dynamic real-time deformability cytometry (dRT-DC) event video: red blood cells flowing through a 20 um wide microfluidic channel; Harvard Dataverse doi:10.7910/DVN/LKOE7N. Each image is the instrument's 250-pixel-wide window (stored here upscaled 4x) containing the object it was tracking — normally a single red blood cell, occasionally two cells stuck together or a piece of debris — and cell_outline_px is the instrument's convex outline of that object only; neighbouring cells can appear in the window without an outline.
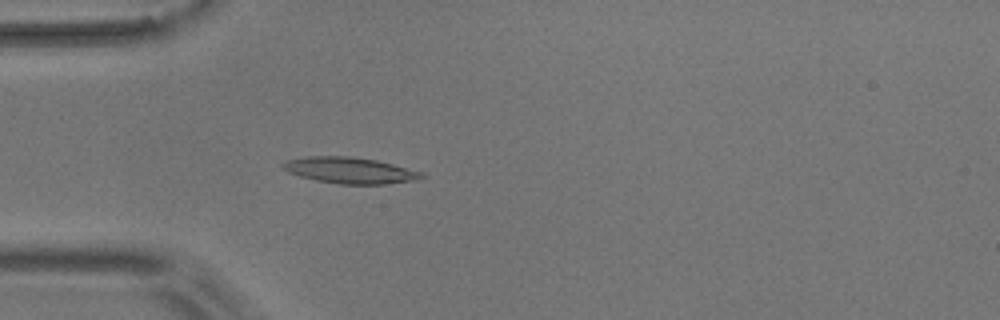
{"species": "common noctule bat (a hibernating species)", "species_latin": "Nyctalus noctula", "temperature_condition": "room temperature", "stored_images_in_passage": 4, "camera_frame_rate_fps": 3000, "um_per_image_px": 0.085, "animal": {"sex": "male", "body_mass_g": 17.9}, "frame": {"image": 1, "passage_image": 4, "time_ms": 3.667, "image_size_px": [1000, 320], "cell_outline_px": [[428, 176], [412, 180], [384, 184], [340, 184], [316, 180], [300, 176], [288, 172], [280, 164], [284, 160], [308, 156], [348, 156], [376, 160], [424, 172]], "centroid_in_image_um": [29.73, 14.47], "position_along_channel_um": 55.3, "area_um2": 21.1}}